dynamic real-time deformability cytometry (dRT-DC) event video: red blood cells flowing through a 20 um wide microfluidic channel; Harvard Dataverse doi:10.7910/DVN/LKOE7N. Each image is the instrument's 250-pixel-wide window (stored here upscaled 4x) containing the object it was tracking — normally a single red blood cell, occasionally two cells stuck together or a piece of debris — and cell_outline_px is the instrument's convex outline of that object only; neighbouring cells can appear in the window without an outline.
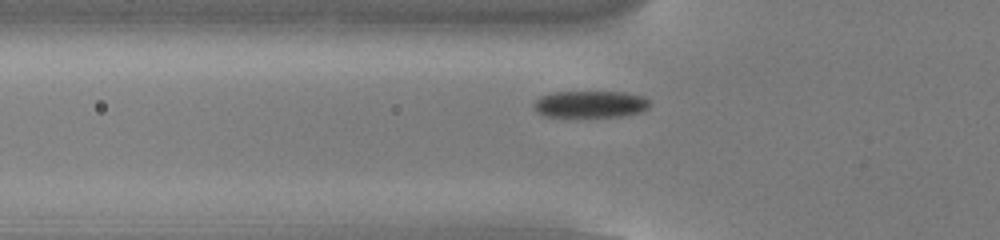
{"species": "common noctule bat (a hibernating species)", "species_latin": "Nyctalus noctula", "temperature_condition": "cold", "stored_images_in_passage": 46, "camera_frame_rate_fps": 3000, "um_per_image_px": 0.085, "animal": {"sex": "male", "body_mass_g": 13.0, "forearm_length_mm": 53.1}, "frame": {"image": 1, "passage_image": 10, "time_ms": 3.0, "image_size_px": [1000, 240], "cell_outline_px": [[652, 104], [648, 108], [640, 112], [620, 116], [544, 116], [536, 112], [532, 108], [532, 104], [540, 96], [552, 92], [624, 92], [644, 96]], "centroid_in_image_um": [50.15, 8.85], "position_along_channel_um": 75.6, "area_um2": 18.21}}
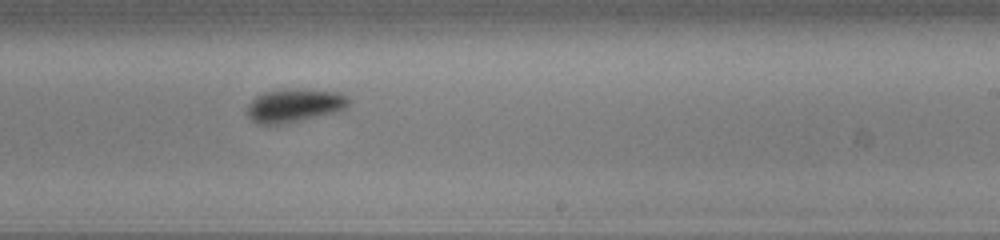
{"frame": {"image": 2, "passage_image": 25, "time_ms": 8.0, "image_size_px": [1000, 240], "cell_outline_px": [[352, 100], [340, 112], [280, 124], [256, 124], [248, 116], [248, 104], [256, 96], [264, 92], [292, 88], [304, 88], [340, 92], [348, 96]], "centroid_in_image_um": [25.08, 8.94], "position_along_channel_um": 263.9, "area_um2": 20.06}}
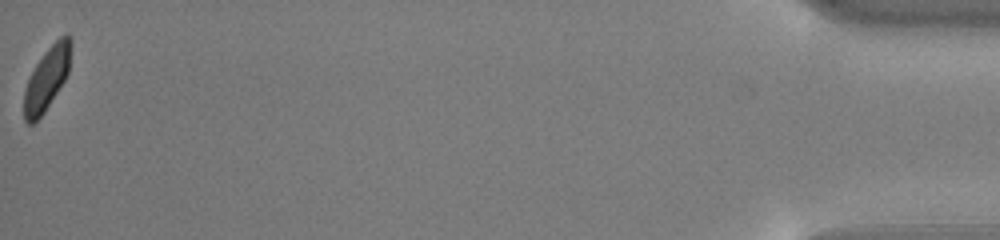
{"frame": {"image": 3, "passage_image": 46, "time_ms": 15.0, "image_size_px": [1000, 240], "cell_outline_px": [[72, 44], [68, 72], [64, 80], [44, 112], [32, 124], [28, 124], [24, 120], [24, 92], [28, 80], [36, 64], [44, 52], [60, 36], [72, 36]], "centroid_in_image_um": [3.99, 6.66], "position_along_channel_um": 431.2, "area_um2": 16.88}, "authors_computed_cell_mechanics": {"area_um2": 18.8717, "velocity_mm_per_s": 3.7667, "shape_relaxation_time_tau1_ms": 2.1528, "shape_relaxation_time_tau2_ms": 4.4502, "deformation_change_tau1": 0.1265, "deformation_change_tau2": 0.0853}}